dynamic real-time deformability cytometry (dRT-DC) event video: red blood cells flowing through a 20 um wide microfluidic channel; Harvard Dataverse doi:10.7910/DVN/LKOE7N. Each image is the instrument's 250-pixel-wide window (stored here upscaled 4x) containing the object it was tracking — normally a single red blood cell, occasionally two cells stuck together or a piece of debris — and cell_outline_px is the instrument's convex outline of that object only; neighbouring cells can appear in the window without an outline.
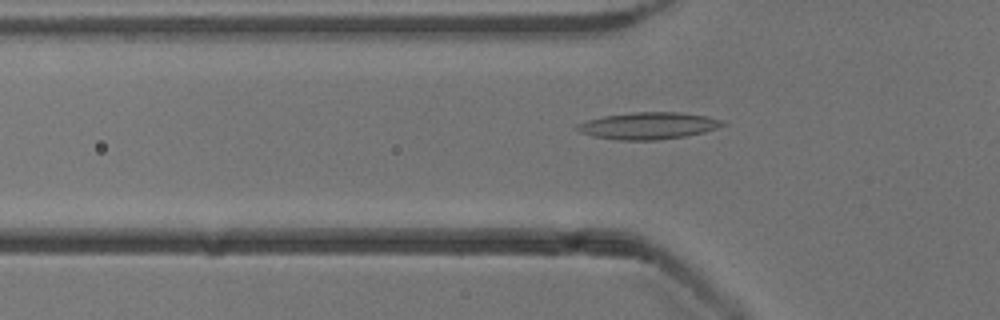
{"species": "common noctule bat (a hibernating species)", "species_latin": "Nyctalus noctula", "temperature_condition": "cold", "stored_images_in_passage": 46, "camera_frame_rate_fps": 3000, "um_per_image_px": 0.085, "animal": {"sex": "male", "body_mass_g": 13.3}, "frame": {"image": 1, "passage_image": 17, "time_ms": 5.333, "image_size_px": [1000, 320], "cell_outline_px": [[728, 124], [704, 132], [684, 136], [656, 140], [616, 140], [592, 136], [580, 132], [576, 128], [576, 124], [588, 120], [604, 116], [632, 112], [680, 112], [708, 116], [720, 120]], "centroid_in_image_um": [55.1, 10.68], "position_along_channel_um": 70.7, "area_um2": 22.77}}
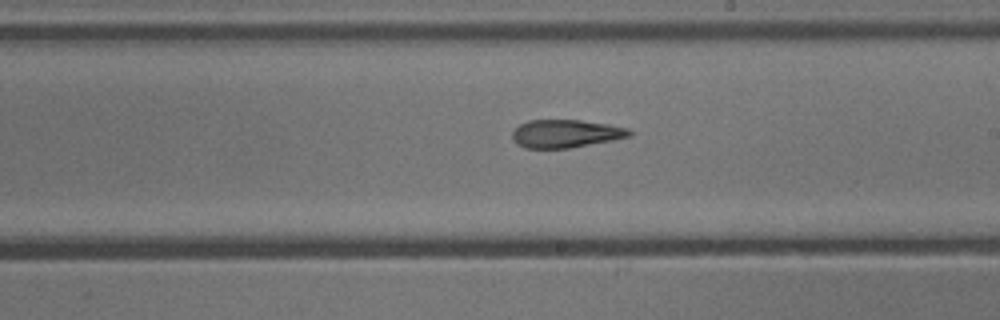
{"frame": {"image": 2, "passage_image": 30, "time_ms": 9.667, "image_size_px": [1000, 320], "cell_outline_px": [[632, 136], [612, 140], [568, 148], [524, 148], [516, 144], [512, 140], [512, 132], [520, 124], [528, 120], [580, 120], [608, 124], [628, 128], [632, 132]], "centroid_in_image_um": [48.06, 11.36], "position_along_channel_um": 240.9, "area_um2": 19.13}}
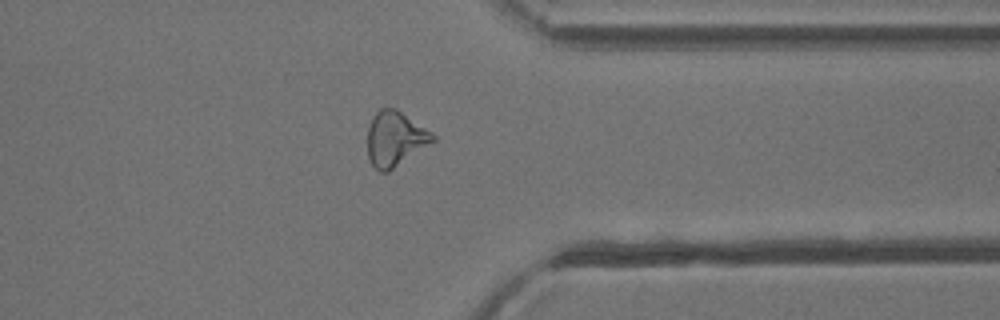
{"frame": {"image": 3, "passage_image": 41, "time_ms": 13.333, "image_size_px": [1000, 320], "cell_outline_px": [[436, 140], [388, 172], [380, 172], [372, 164], [368, 156], [368, 128], [372, 116], [380, 108], [396, 108], [432, 132], [436, 136]], "centroid_in_image_um": [33.58, 11.78], "position_along_channel_um": 377.8, "area_um2": 20.81}}